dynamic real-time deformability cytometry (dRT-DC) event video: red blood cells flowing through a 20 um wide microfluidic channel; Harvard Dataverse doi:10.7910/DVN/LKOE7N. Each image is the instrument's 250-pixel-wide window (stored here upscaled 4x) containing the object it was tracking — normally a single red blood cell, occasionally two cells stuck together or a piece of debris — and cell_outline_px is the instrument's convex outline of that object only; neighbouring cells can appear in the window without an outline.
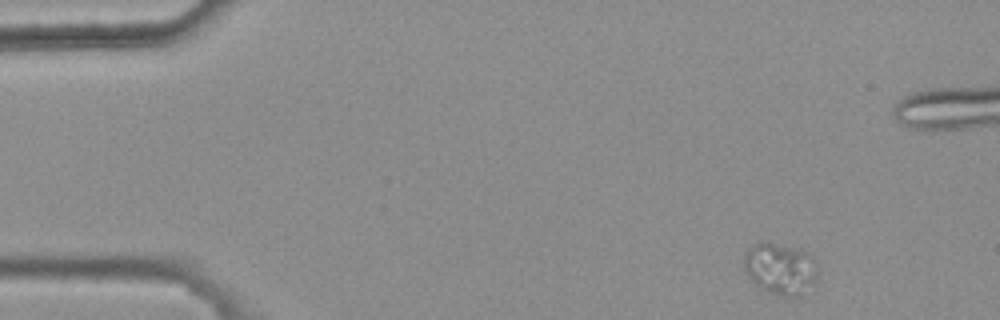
{"species": "common noctule bat (a hibernating species)", "species_latin": "Nyctalus noctula", "temperature_condition": "warm", "stored_images_in_passage": 6, "camera_frame_rate_fps": 3000, "um_per_image_px": 0.085, "animal": {"sex": "female", "body_mass_g": 25.1}, "frame": {"image": 1, "passage_image": 1, "time_ms": 0.0, "image_size_px": [1000, 320], "cell_outline_px": [[816, 288], [800, 296], [788, 300], [768, 292], [760, 288], [748, 276], [744, 268], [744, 252], [752, 244], [760, 240], [764, 240], [804, 248], [812, 256], [816, 264]], "centroid_in_image_um": [66.36, 22.84], "position_along_channel_um": 18.6, "area_um2": 23.58}}
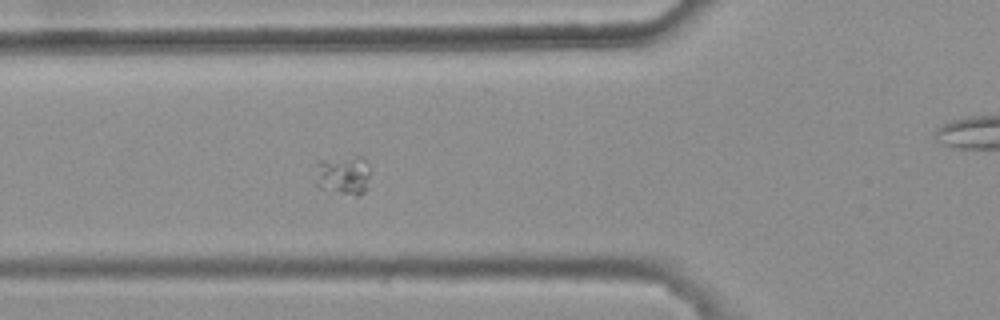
{"frame": {"image": 2, "passage_image": 5, "time_ms": 1.333, "image_size_px": [1000, 320], "cell_outline_px": [[368, 188], [364, 192], [356, 196], [328, 192], [312, 184], [312, 180], [316, 160], [356, 156], [364, 156], [368, 164]], "centroid_in_image_um": [29.07, 14.9], "position_along_channel_um": 96.7, "area_um2": 13.47}}